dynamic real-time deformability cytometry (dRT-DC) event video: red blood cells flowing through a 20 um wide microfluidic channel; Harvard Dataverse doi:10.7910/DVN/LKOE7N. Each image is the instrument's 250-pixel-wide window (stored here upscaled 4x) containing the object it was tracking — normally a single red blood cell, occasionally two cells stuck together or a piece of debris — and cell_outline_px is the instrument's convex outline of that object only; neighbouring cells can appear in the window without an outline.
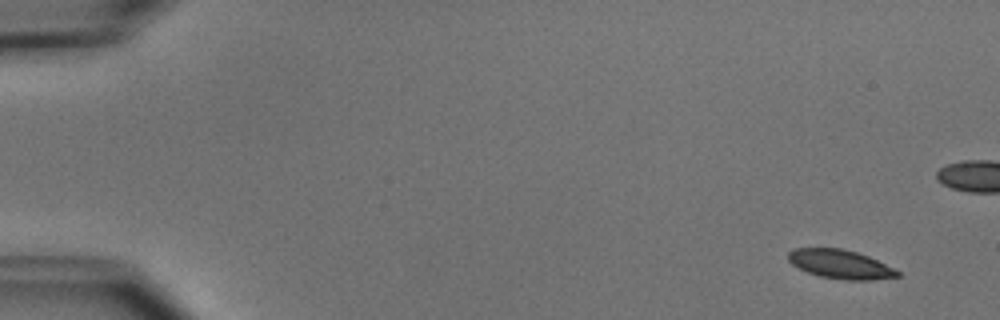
{"species": "common noctule bat (a hibernating species)", "species_latin": "Nyctalus noctula", "temperature_condition": "cold", "stored_images_in_passage": 9, "segment_of_instrument_passage": [1, 2], "camera_frame_rate_fps": 3000, "um_per_image_px": 0.085, "animal": {"sex": "male", "body_mass_g": 15.6}, "frame": {"image": 1, "passage_image": 1, "time_ms": 0.0, "image_size_px": [1000, 320], "cell_outline_px": [[900, 276], [872, 280], [844, 280], [820, 276], [808, 272], [792, 264], [788, 260], [788, 252], [792, 248], [840, 248], [856, 252], [868, 256], [900, 272]], "centroid_in_image_um": [71.4, 22.45], "position_along_channel_um": 13.6, "area_um2": 18.21}}
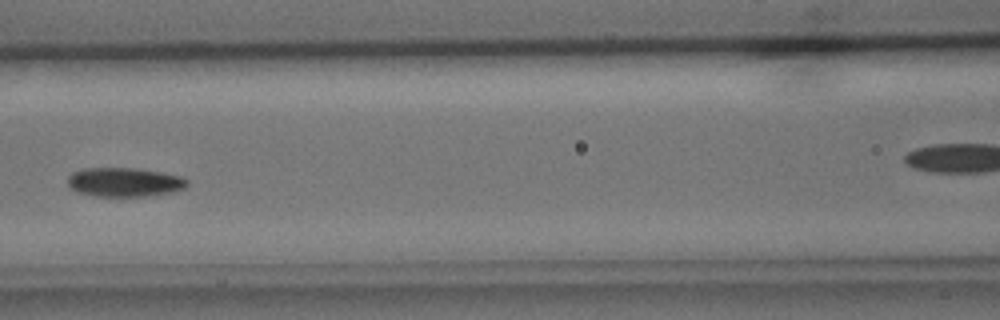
{"frame": {"image": 2, "passage_image": 7, "time_ms": 7.0, "image_size_px": [1000, 320], "cell_outline_px": [[188, 184], [184, 188], [172, 192], [148, 196], [96, 196], [80, 192], [72, 188], [68, 184], [68, 176], [72, 172], [84, 168], [136, 168], [184, 176], [188, 180]], "centroid_in_image_um": [10.61, 15.47], "position_along_channel_um": 156.0, "area_um2": 20.23}}
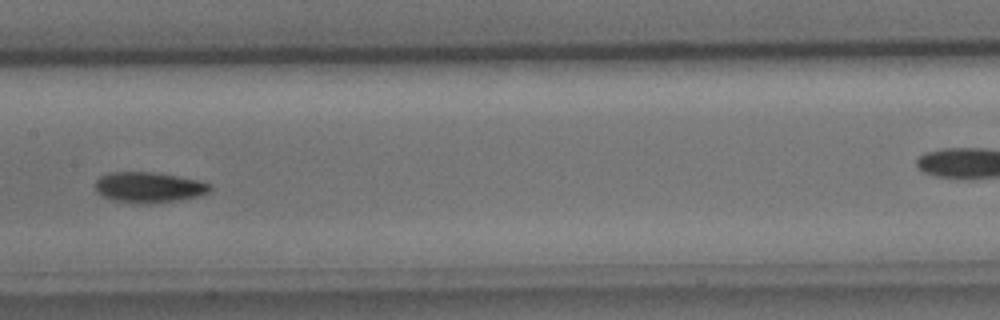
{"frame": {"image": 3, "passage_image": 8, "time_ms": 8.0, "image_size_px": [1000, 320], "cell_outline_px": [[212, 188], [208, 192], [200, 196], [176, 200], [140, 204], [112, 200], [96, 192], [96, 180], [100, 176], [112, 172], [152, 172], [176, 176], [196, 180], [212, 184]], "centroid_in_image_um": [12.64, 15.92], "position_along_channel_um": 194.8, "area_um2": 20.23}}